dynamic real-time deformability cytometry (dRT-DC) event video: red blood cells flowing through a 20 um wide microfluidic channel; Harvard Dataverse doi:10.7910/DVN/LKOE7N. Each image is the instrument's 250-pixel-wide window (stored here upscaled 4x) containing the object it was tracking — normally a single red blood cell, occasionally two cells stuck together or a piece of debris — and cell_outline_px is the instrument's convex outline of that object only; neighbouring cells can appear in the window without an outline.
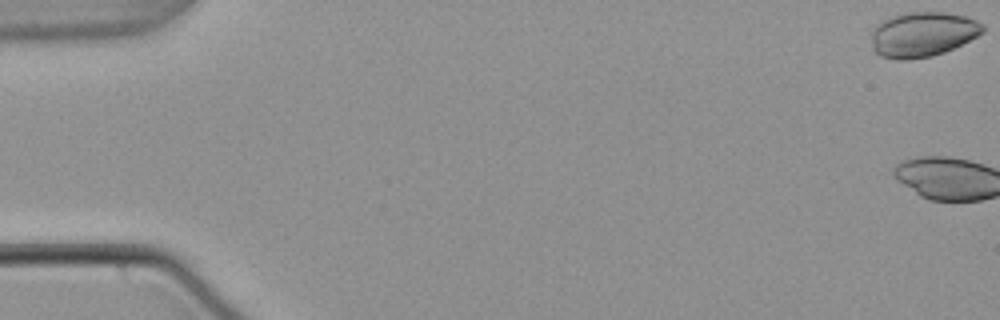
{"species": "common noctule bat (a hibernating species)", "species_latin": "Nyctalus noctula", "temperature_condition": "warm", "stored_images_in_passage": 3, "camera_frame_rate_fps": 3000, "um_per_image_px": 0.085, "animal": {"sex": "male", "body_mass_g": 21.5, "forearm_length_mm": 52.0}, "frame": {"image": 1, "passage_image": 1, "time_ms": 0.0, "image_size_px": [1000, 320], "cell_outline_px": [[984, 32], [944, 52], [932, 56], [908, 60], [896, 60], [880, 56], [872, 48], [872, 28], [880, 20], [892, 16], [908, 12], [944, 12], [964, 16], [976, 20], [984, 24]], "centroid_in_image_um": [78.38, 2.92], "position_along_channel_um": 6.6, "area_um2": 29.25}}